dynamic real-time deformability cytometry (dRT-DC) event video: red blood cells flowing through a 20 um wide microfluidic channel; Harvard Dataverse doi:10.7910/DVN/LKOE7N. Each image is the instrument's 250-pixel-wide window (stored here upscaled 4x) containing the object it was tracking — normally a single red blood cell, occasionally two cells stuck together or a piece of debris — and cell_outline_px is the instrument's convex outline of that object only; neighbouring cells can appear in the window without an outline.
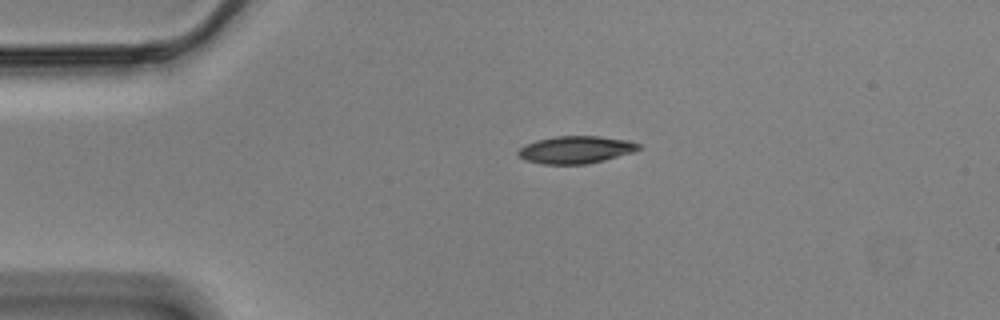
{"species": "Egyptian fruit bat (a non-hibernating species)", "species_latin": "Rousettus aegyptiacus", "temperature_condition": "cold", "stored_images_in_passage": 46, "camera_frame_rate_fps": 3000, "um_per_image_px": 0.085, "animal": {"sex": "male"}, "frame": {"image": 1, "passage_image": 1, "time_ms": 0.0, "image_size_px": [1000, 320], "cell_outline_px": [[644, 148], [632, 152], [604, 160], [584, 164], [540, 164], [524, 160], [516, 152], [524, 144], [536, 140], [556, 136], [600, 136], [628, 140], [640, 144]], "centroid_in_image_um": [48.93, 12.72], "position_along_channel_um": 36.1, "area_um2": 19.36}}
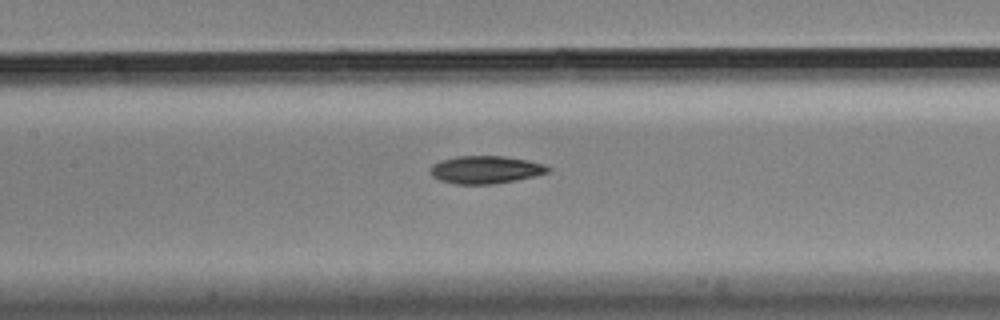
{"frame": {"image": 2, "passage_image": 15, "time_ms": 4.667, "image_size_px": [1000, 320], "cell_outline_px": [[552, 172], [516, 180], [492, 184], [456, 184], [440, 180], [432, 176], [428, 172], [432, 164], [440, 160], [456, 156], [504, 156], [528, 160], [544, 164], [552, 168]], "centroid_in_image_um": [41.28, 14.42], "position_along_channel_um": 166.1, "area_um2": 19.25}}
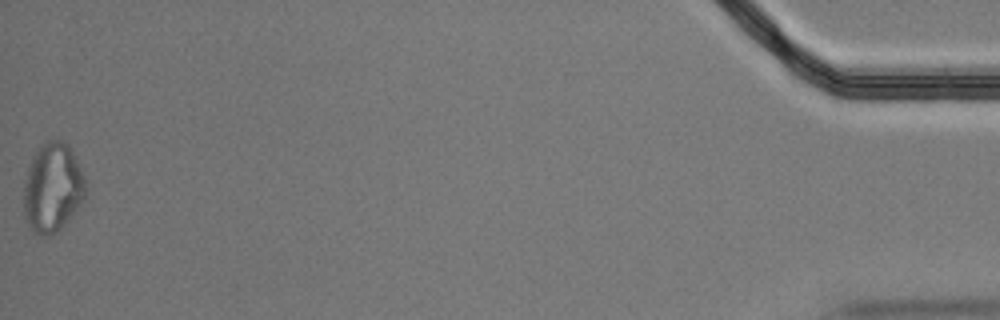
{"frame": {"image": 3, "passage_image": 46, "time_ms": 15.0, "image_size_px": [1000, 320], "cell_outline_px": [[88, 188], [84, 200], [68, 220], [56, 232], [48, 236], [44, 236], [28, 228], [24, 216], [24, 180], [32, 156], [48, 140], [60, 140], [68, 144], [84, 176]], "centroid_in_image_um": [4.47, 15.98], "position_along_channel_um": 430.7, "area_um2": 32.14}}